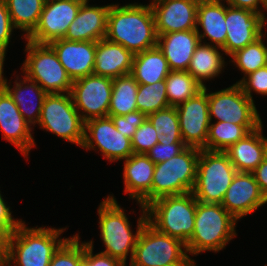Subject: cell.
Returning <instances> with one entry per match:
<instances>
[{
  "label": "cell",
  "instance_id": "8d00e7d4",
  "mask_svg": "<svg viewBox=\"0 0 267 266\" xmlns=\"http://www.w3.org/2000/svg\"><path fill=\"white\" fill-rule=\"evenodd\" d=\"M79 239V234L68 238L54 253L49 266H82L84 243Z\"/></svg>",
  "mask_w": 267,
  "mask_h": 266
},
{
  "label": "cell",
  "instance_id": "52a82bcc",
  "mask_svg": "<svg viewBox=\"0 0 267 266\" xmlns=\"http://www.w3.org/2000/svg\"><path fill=\"white\" fill-rule=\"evenodd\" d=\"M184 248V249H183ZM180 239L159 232L148 221L142 228L130 266H196Z\"/></svg>",
  "mask_w": 267,
  "mask_h": 266
},
{
  "label": "cell",
  "instance_id": "e0dca14e",
  "mask_svg": "<svg viewBox=\"0 0 267 266\" xmlns=\"http://www.w3.org/2000/svg\"><path fill=\"white\" fill-rule=\"evenodd\" d=\"M199 0H153L157 35L196 29Z\"/></svg>",
  "mask_w": 267,
  "mask_h": 266
},
{
  "label": "cell",
  "instance_id": "44dd1931",
  "mask_svg": "<svg viewBox=\"0 0 267 266\" xmlns=\"http://www.w3.org/2000/svg\"><path fill=\"white\" fill-rule=\"evenodd\" d=\"M88 3V1L82 3L76 18L69 25L64 39L97 42L106 37L110 5H95L94 7Z\"/></svg>",
  "mask_w": 267,
  "mask_h": 266
},
{
  "label": "cell",
  "instance_id": "4dcf8cb0",
  "mask_svg": "<svg viewBox=\"0 0 267 266\" xmlns=\"http://www.w3.org/2000/svg\"><path fill=\"white\" fill-rule=\"evenodd\" d=\"M13 27L26 32V38L37 26L46 0H4Z\"/></svg>",
  "mask_w": 267,
  "mask_h": 266
},
{
  "label": "cell",
  "instance_id": "4fadbf2b",
  "mask_svg": "<svg viewBox=\"0 0 267 266\" xmlns=\"http://www.w3.org/2000/svg\"><path fill=\"white\" fill-rule=\"evenodd\" d=\"M96 146L103 158L110 162L126 160L133 154L131 139L116 129L109 116L85 122L84 141L81 147L94 150Z\"/></svg>",
  "mask_w": 267,
  "mask_h": 266
},
{
  "label": "cell",
  "instance_id": "9c48e42d",
  "mask_svg": "<svg viewBox=\"0 0 267 266\" xmlns=\"http://www.w3.org/2000/svg\"><path fill=\"white\" fill-rule=\"evenodd\" d=\"M26 59L21 68L25 76L37 82L47 94L70 93L72 80L49 44L27 40Z\"/></svg>",
  "mask_w": 267,
  "mask_h": 266
},
{
  "label": "cell",
  "instance_id": "7dc6e473",
  "mask_svg": "<svg viewBox=\"0 0 267 266\" xmlns=\"http://www.w3.org/2000/svg\"><path fill=\"white\" fill-rule=\"evenodd\" d=\"M6 57V50L0 46V86L7 80L3 74L4 61Z\"/></svg>",
  "mask_w": 267,
  "mask_h": 266
},
{
  "label": "cell",
  "instance_id": "9a60e30c",
  "mask_svg": "<svg viewBox=\"0 0 267 266\" xmlns=\"http://www.w3.org/2000/svg\"><path fill=\"white\" fill-rule=\"evenodd\" d=\"M206 86L194 97L176 107L182 140L187 147L206 150L210 126Z\"/></svg>",
  "mask_w": 267,
  "mask_h": 266
},
{
  "label": "cell",
  "instance_id": "7bdbcfd3",
  "mask_svg": "<svg viewBox=\"0 0 267 266\" xmlns=\"http://www.w3.org/2000/svg\"><path fill=\"white\" fill-rule=\"evenodd\" d=\"M22 222L21 219L17 220L12 217L10 207L7 206L0 193V232L7 238Z\"/></svg>",
  "mask_w": 267,
  "mask_h": 266
},
{
  "label": "cell",
  "instance_id": "ac0fdd59",
  "mask_svg": "<svg viewBox=\"0 0 267 266\" xmlns=\"http://www.w3.org/2000/svg\"><path fill=\"white\" fill-rule=\"evenodd\" d=\"M267 203L252 173L237 172L221 202L236 219L253 213Z\"/></svg>",
  "mask_w": 267,
  "mask_h": 266
},
{
  "label": "cell",
  "instance_id": "f35d334b",
  "mask_svg": "<svg viewBox=\"0 0 267 266\" xmlns=\"http://www.w3.org/2000/svg\"><path fill=\"white\" fill-rule=\"evenodd\" d=\"M186 147L183 140L159 139V142L155 144L146 155L152 162L157 164L178 155Z\"/></svg>",
  "mask_w": 267,
  "mask_h": 266
},
{
  "label": "cell",
  "instance_id": "83f0119b",
  "mask_svg": "<svg viewBox=\"0 0 267 266\" xmlns=\"http://www.w3.org/2000/svg\"><path fill=\"white\" fill-rule=\"evenodd\" d=\"M171 72L158 46L134 55L131 75L138 84H153L166 79Z\"/></svg>",
  "mask_w": 267,
  "mask_h": 266
},
{
  "label": "cell",
  "instance_id": "484cf974",
  "mask_svg": "<svg viewBox=\"0 0 267 266\" xmlns=\"http://www.w3.org/2000/svg\"><path fill=\"white\" fill-rule=\"evenodd\" d=\"M23 77V81L22 79H19L20 82L15 80L13 88L8 84V80L3 83L2 87L12 97L25 121L30 126H34L39 122L47 93L37 82L28 79L25 75Z\"/></svg>",
  "mask_w": 267,
  "mask_h": 266
},
{
  "label": "cell",
  "instance_id": "e575fe53",
  "mask_svg": "<svg viewBox=\"0 0 267 266\" xmlns=\"http://www.w3.org/2000/svg\"><path fill=\"white\" fill-rule=\"evenodd\" d=\"M136 104L137 110L146 116L169 107L165 80L153 84H139Z\"/></svg>",
  "mask_w": 267,
  "mask_h": 266
},
{
  "label": "cell",
  "instance_id": "5bb4252c",
  "mask_svg": "<svg viewBox=\"0 0 267 266\" xmlns=\"http://www.w3.org/2000/svg\"><path fill=\"white\" fill-rule=\"evenodd\" d=\"M82 3L80 0H46L37 26L25 39L49 44L64 38Z\"/></svg>",
  "mask_w": 267,
  "mask_h": 266
},
{
  "label": "cell",
  "instance_id": "60d3db41",
  "mask_svg": "<svg viewBox=\"0 0 267 266\" xmlns=\"http://www.w3.org/2000/svg\"><path fill=\"white\" fill-rule=\"evenodd\" d=\"M111 117L116 129L123 133L124 136L128 138H132L135 134L136 130L140 125H142L147 116L142 112L136 110L134 112H130L126 115H108Z\"/></svg>",
  "mask_w": 267,
  "mask_h": 266
},
{
  "label": "cell",
  "instance_id": "ab89813d",
  "mask_svg": "<svg viewBox=\"0 0 267 266\" xmlns=\"http://www.w3.org/2000/svg\"><path fill=\"white\" fill-rule=\"evenodd\" d=\"M236 83L240 85L244 94L252 101H254L252 96L253 91L267 96V65L243 77L242 80Z\"/></svg>",
  "mask_w": 267,
  "mask_h": 266
},
{
  "label": "cell",
  "instance_id": "3957f363",
  "mask_svg": "<svg viewBox=\"0 0 267 266\" xmlns=\"http://www.w3.org/2000/svg\"><path fill=\"white\" fill-rule=\"evenodd\" d=\"M142 215L137 222V231L133 234L126 214L114 196H109L103 200L98 207L100 236L106 247L101 253L107 254L120 260L126 265L128 253L132 260L134 249L139 234L148 221L146 207L141 206Z\"/></svg>",
  "mask_w": 267,
  "mask_h": 266
},
{
  "label": "cell",
  "instance_id": "74e56055",
  "mask_svg": "<svg viewBox=\"0 0 267 266\" xmlns=\"http://www.w3.org/2000/svg\"><path fill=\"white\" fill-rule=\"evenodd\" d=\"M158 142V133L151 122L146 119L131 138L133 153L146 154Z\"/></svg>",
  "mask_w": 267,
  "mask_h": 266
},
{
  "label": "cell",
  "instance_id": "c3c4849f",
  "mask_svg": "<svg viewBox=\"0 0 267 266\" xmlns=\"http://www.w3.org/2000/svg\"><path fill=\"white\" fill-rule=\"evenodd\" d=\"M5 246H6V237L0 232V261L4 260Z\"/></svg>",
  "mask_w": 267,
  "mask_h": 266
},
{
  "label": "cell",
  "instance_id": "d6986e66",
  "mask_svg": "<svg viewBox=\"0 0 267 266\" xmlns=\"http://www.w3.org/2000/svg\"><path fill=\"white\" fill-rule=\"evenodd\" d=\"M49 45L56 52L59 62L72 82L93 74L96 42L69 41L60 38L51 41Z\"/></svg>",
  "mask_w": 267,
  "mask_h": 266
},
{
  "label": "cell",
  "instance_id": "bcb514c9",
  "mask_svg": "<svg viewBox=\"0 0 267 266\" xmlns=\"http://www.w3.org/2000/svg\"><path fill=\"white\" fill-rule=\"evenodd\" d=\"M256 182L259 184L260 190L267 200V156L252 172Z\"/></svg>",
  "mask_w": 267,
  "mask_h": 266
},
{
  "label": "cell",
  "instance_id": "f546056e",
  "mask_svg": "<svg viewBox=\"0 0 267 266\" xmlns=\"http://www.w3.org/2000/svg\"><path fill=\"white\" fill-rule=\"evenodd\" d=\"M261 125H238L231 122H210L206 150H227L231 145L243 139L248 133Z\"/></svg>",
  "mask_w": 267,
  "mask_h": 266
},
{
  "label": "cell",
  "instance_id": "836d02e7",
  "mask_svg": "<svg viewBox=\"0 0 267 266\" xmlns=\"http://www.w3.org/2000/svg\"><path fill=\"white\" fill-rule=\"evenodd\" d=\"M264 34L231 55L232 62L244 73V77L267 65V46L264 43L266 33Z\"/></svg>",
  "mask_w": 267,
  "mask_h": 266
},
{
  "label": "cell",
  "instance_id": "b9f144b4",
  "mask_svg": "<svg viewBox=\"0 0 267 266\" xmlns=\"http://www.w3.org/2000/svg\"><path fill=\"white\" fill-rule=\"evenodd\" d=\"M93 241L84 242V261L82 266H126L120 260L104 253L93 255Z\"/></svg>",
  "mask_w": 267,
  "mask_h": 266
},
{
  "label": "cell",
  "instance_id": "5b68a950",
  "mask_svg": "<svg viewBox=\"0 0 267 266\" xmlns=\"http://www.w3.org/2000/svg\"><path fill=\"white\" fill-rule=\"evenodd\" d=\"M200 149L186 147L178 155L155 164L151 191L139 202L146 207L153 200L193 191Z\"/></svg>",
  "mask_w": 267,
  "mask_h": 266
},
{
  "label": "cell",
  "instance_id": "2e32d148",
  "mask_svg": "<svg viewBox=\"0 0 267 266\" xmlns=\"http://www.w3.org/2000/svg\"><path fill=\"white\" fill-rule=\"evenodd\" d=\"M266 19L260 13L228 5L225 18L227 37L222 51L231 56L254 42L263 35L262 29L267 25Z\"/></svg>",
  "mask_w": 267,
  "mask_h": 266
},
{
  "label": "cell",
  "instance_id": "f1b7e54d",
  "mask_svg": "<svg viewBox=\"0 0 267 266\" xmlns=\"http://www.w3.org/2000/svg\"><path fill=\"white\" fill-rule=\"evenodd\" d=\"M218 49L222 51V48L203 41L197 46L191 58L187 71L203 88L205 80L218 76L225 66L224 58Z\"/></svg>",
  "mask_w": 267,
  "mask_h": 266
},
{
  "label": "cell",
  "instance_id": "ba28073f",
  "mask_svg": "<svg viewBox=\"0 0 267 266\" xmlns=\"http://www.w3.org/2000/svg\"><path fill=\"white\" fill-rule=\"evenodd\" d=\"M236 173L225 152L200 149L192 193L201 203L221 204Z\"/></svg>",
  "mask_w": 267,
  "mask_h": 266
},
{
  "label": "cell",
  "instance_id": "30bf717a",
  "mask_svg": "<svg viewBox=\"0 0 267 266\" xmlns=\"http://www.w3.org/2000/svg\"><path fill=\"white\" fill-rule=\"evenodd\" d=\"M38 124L42 129L56 134L65 141L78 146L83 144L85 121L75 108L70 93L47 94Z\"/></svg>",
  "mask_w": 267,
  "mask_h": 266
},
{
  "label": "cell",
  "instance_id": "7a4b0ae2",
  "mask_svg": "<svg viewBox=\"0 0 267 266\" xmlns=\"http://www.w3.org/2000/svg\"><path fill=\"white\" fill-rule=\"evenodd\" d=\"M28 228L23 221L6 238L4 261L8 266H49L54 253L68 238H59L66 228ZM59 238V239H58Z\"/></svg>",
  "mask_w": 267,
  "mask_h": 266
},
{
  "label": "cell",
  "instance_id": "681fc988",
  "mask_svg": "<svg viewBox=\"0 0 267 266\" xmlns=\"http://www.w3.org/2000/svg\"><path fill=\"white\" fill-rule=\"evenodd\" d=\"M0 266H8V264L4 260H1L0 261Z\"/></svg>",
  "mask_w": 267,
  "mask_h": 266
},
{
  "label": "cell",
  "instance_id": "ee69618b",
  "mask_svg": "<svg viewBox=\"0 0 267 266\" xmlns=\"http://www.w3.org/2000/svg\"><path fill=\"white\" fill-rule=\"evenodd\" d=\"M13 29L10 14L4 0H0V46L7 50Z\"/></svg>",
  "mask_w": 267,
  "mask_h": 266
},
{
  "label": "cell",
  "instance_id": "7402d4cb",
  "mask_svg": "<svg viewBox=\"0 0 267 266\" xmlns=\"http://www.w3.org/2000/svg\"><path fill=\"white\" fill-rule=\"evenodd\" d=\"M200 43L196 29H192L161 34L157 46L163 52L171 71H187Z\"/></svg>",
  "mask_w": 267,
  "mask_h": 266
},
{
  "label": "cell",
  "instance_id": "cb8c5ba5",
  "mask_svg": "<svg viewBox=\"0 0 267 266\" xmlns=\"http://www.w3.org/2000/svg\"><path fill=\"white\" fill-rule=\"evenodd\" d=\"M134 54L120 44L106 38L96 42V55L93 74L108 78H117L130 74Z\"/></svg>",
  "mask_w": 267,
  "mask_h": 266
},
{
  "label": "cell",
  "instance_id": "f907efd6",
  "mask_svg": "<svg viewBox=\"0 0 267 266\" xmlns=\"http://www.w3.org/2000/svg\"><path fill=\"white\" fill-rule=\"evenodd\" d=\"M265 7L267 8V0H263Z\"/></svg>",
  "mask_w": 267,
  "mask_h": 266
},
{
  "label": "cell",
  "instance_id": "d4e9b609",
  "mask_svg": "<svg viewBox=\"0 0 267 266\" xmlns=\"http://www.w3.org/2000/svg\"><path fill=\"white\" fill-rule=\"evenodd\" d=\"M222 1L199 0L196 17V31L200 41L208 37L210 45L219 48L224 47L227 37L226 6ZM199 26L203 29V33L199 31Z\"/></svg>",
  "mask_w": 267,
  "mask_h": 266
},
{
  "label": "cell",
  "instance_id": "ffe728a7",
  "mask_svg": "<svg viewBox=\"0 0 267 266\" xmlns=\"http://www.w3.org/2000/svg\"><path fill=\"white\" fill-rule=\"evenodd\" d=\"M0 130L3 139L15 145L26 158L35 140L32 128L25 121L9 93L0 86Z\"/></svg>",
  "mask_w": 267,
  "mask_h": 266
},
{
  "label": "cell",
  "instance_id": "277c9868",
  "mask_svg": "<svg viewBox=\"0 0 267 266\" xmlns=\"http://www.w3.org/2000/svg\"><path fill=\"white\" fill-rule=\"evenodd\" d=\"M237 220L218 203L197 201L194 232L186 244L187 253L219 252L236 236Z\"/></svg>",
  "mask_w": 267,
  "mask_h": 266
},
{
  "label": "cell",
  "instance_id": "6da1fadb",
  "mask_svg": "<svg viewBox=\"0 0 267 266\" xmlns=\"http://www.w3.org/2000/svg\"><path fill=\"white\" fill-rule=\"evenodd\" d=\"M105 38L134 55L156 47L158 35L151 5L110 4Z\"/></svg>",
  "mask_w": 267,
  "mask_h": 266
},
{
  "label": "cell",
  "instance_id": "7c38bea8",
  "mask_svg": "<svg viewBox=\"0 0 267 266\" xmlns=\"http://www.w3.org/2000/svg\"><path fill=\"white\" fill-rule=\"evenodd\" d=\"M112 88V78L96 74L72 82L70 94L75 108L85 122L108 116Z\"/></svg>",
  "mask_w": 267,
  "mask_h": 266
},
{
  "label": "cell",
  "instance_id": "d6a6232c",
  "mask_svg": "<svg viewBox=\"0 0 267 266\" xmlns=\"http://www.w3.org/2000/svg\"><path fill=\"white\" fill-rule=\"evenodd\" d=\"M165 83L169 106L172 107H177L203 89L188 71H171Z\"/></svg>",
  "mask_w": 267,
  "mask_h": 266
},
{
  "label": "cell",
  "instance_id": "d590c367",
  "mask_svg": "<svg viewBox=\"0 0 267 266\" xmlns=\"http://www.w3.org/2000/svg\"><path fill=\"white\" fill-rule=\"evenodd\" d=\"M147 119L158 133L159 139L182 140L176 107L169 106L153 112L147 116Z\"/></svg>",
  "mask_w": 267,
  "mask_h": 266
},
{
  "label": "cell",
  "instance_id": "f6af8a7d",
  "mask_svg": "<svg viewBox=\"0 0 267 266\" xmlns=\"http://www.w3.org/2000/svg\"><path fill=\"white\" fill-rule=\"evenodd\" d=\"M223 1H226V5H230V6L236 7V8H242V9L250 10V11H253L255 13H260L266 18L265 14L263 12H264V10H267V8L265 7L263 0H223ZM259 4L261 6H259ZM260 9H262L263 11Z\"/></svg>",
  "mask_w": 267,
  "mask_h": 266
},
{
  "label": "cell",
  "instance_id": "1f68e13d",
  "mask_svg": "<svg viewBox=\"0 0 267 266\" xmlns=\"http://www.w3.org/2000/svg\"><path fill=\"white\" fill-rule=\"evenodd\" d=\"M139 84L131 74L113 79L108 115H126L137 110L136 95Z\"/></svg>",
  "mask_w": 267,
  "mask_h": 266
},
{
  "label": "cell",
  "instance_id": "4316f807",
  "mask_svg": "<svg viewBox=\"0 0 267 266\" xmlns=\"http://www.w3.org/2000/svg\"><path fill=\"white\" fill-rule=\"evenodd\" d=\"M155 163L146 154L133 153L124 162L125 193L139 203L152 186Z\"/></svg>",
  "mask_w": 267,
  "mask_h": 266
},
{
  "label": "cell",
  "instance_id": "8fae6325",
  "mask_svg": "<svg viewBox=\"0 0 267 266\" xmlns=\"http://www.w3.org/2000/svg\"><path fill=\"white\" fill-rule=\"evenodd\" d=\"M209 118L217 122L238 125H262L254 101L249 99L238 83L220 91L208 93Z\"/></svg>",
  "mask_w": 267,
  "mask_h": 266
},
{
  "label": "cell",
  "instance_id": "8992f818",
  "mask_svg": "<svg viewBox=\"0 0 267 266\" xmlns=\"http://www.w3.org/2000/svg\"><path fill=\"white\" fill-rule=\"evenodd\" d=\"M197 200L192 192L163 196L146 206L148 222L159 232L187 244L194 232Z\"/></svg>",
  "mask_w": 267,
  "mask_h": 266
},
{
  "label": "cell",
  "instance_id": "603a6c76",
  "mask_svg": "<svg viewBox=\"0 0 267 266\" xmlns=\"http://www.w3.org/2000/svg\"><path fill=\"white\" fill-rule=\"evenodd\" d=\"M262 127L248 133L224 151L237 172L252 173L267 156V138L262 134Z\"/></svg>",
  "mask_w": 267,
  "mask_h": 266
}]
</instances>
